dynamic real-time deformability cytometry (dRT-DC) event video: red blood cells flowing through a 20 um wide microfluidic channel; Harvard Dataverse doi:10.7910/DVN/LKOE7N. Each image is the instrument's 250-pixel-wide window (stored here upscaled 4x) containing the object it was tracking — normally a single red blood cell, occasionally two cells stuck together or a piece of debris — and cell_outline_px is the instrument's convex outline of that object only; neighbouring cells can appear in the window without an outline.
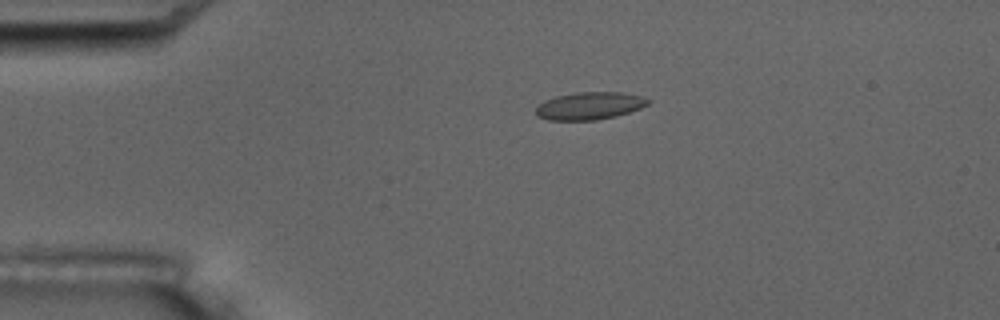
{"species": "common noctule bat (a hibernating species)", "species_latin": "Nyctalus noctula", "temperature_condition": "room temperature", "stored_images_in_passage": 7, "camera_frame_rate_fps": 3000, "um_per_image_px": 0.085, "animal": {"sex": "male", "body_mass_g": 17.5, "forearm_length_mm": 52.3}, "frame": {"image": 1, "passage_image": 1, "time_ms": 0.0, "image_size_px": [1000, 320], "cell_outline_px": [[652, 100], [648, 104], [640, 108], [616, 116], [596, 120], [548, 120], [536, 116], [536, 108], [544, 100], [556, 96], [576, 92], [620, 92], [640, 96]], "centroid_in_image_um": [50.1, 8.99], "position_along_channel_um": 34.9, "area_um2": 17.98}}
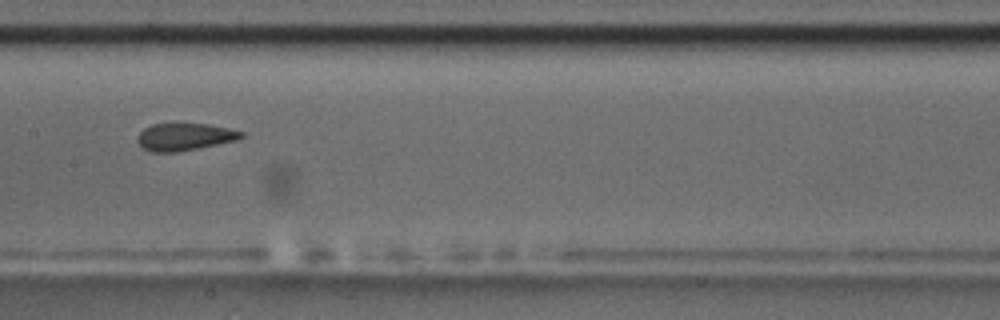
{"frame": {"image": 2, "passage_image": 6, "time_ms": 5.667, "image_size_px": [1000, 320], "cell_outline_px": [[244, 136], [236, 140], [176, 152], [152, 152], [144, 148], [136, 140], [136, 136], [144, 128], [152, 124], [208, 124], [228, 128], [244, 132]], "centroid_in_image_um": [15.67, 11.62], "position_along_channel_um": 191.7, "area_um2": 16.3}}